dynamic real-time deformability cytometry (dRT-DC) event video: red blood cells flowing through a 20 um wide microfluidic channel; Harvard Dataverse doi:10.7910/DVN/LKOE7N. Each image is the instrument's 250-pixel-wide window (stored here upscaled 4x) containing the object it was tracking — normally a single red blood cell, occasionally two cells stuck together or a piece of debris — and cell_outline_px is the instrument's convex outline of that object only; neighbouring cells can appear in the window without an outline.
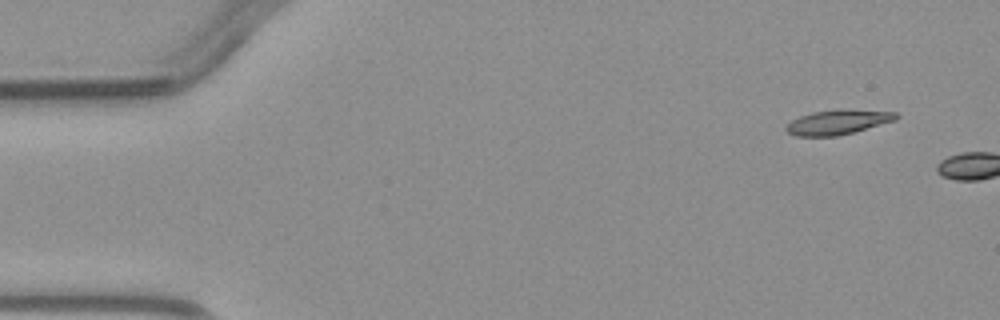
{"species": "common noctule bat (a hibernating species)", "species_latin": "Nyctalus noctula", "temperature_condition": "warm", "stored_images_in_passage": 6, "camera_frame_rate_fps": 3000, "um_per_image_px": 0.085, "animal": {"sex": "male", "body_mass_g": 23.1, "forearm_length_mm": 52.7}, "frame": {"image": 1, "passage_image": 1, "time_ms": 0.0, "image_size_px": [1000, 320], "cell_outline_px": [[900, 116], [896, 120], [852, 132], [836, 136], [796, 136], [788, 132], [784, 128], [792, 120], [800, 116], [812, 112], [840, 108], [844, 108], [896, 112]], "centroid_in_image_um": [71.23, 10.35], "position_along_channel_um": 13.8, "area_um2": 15.9}}
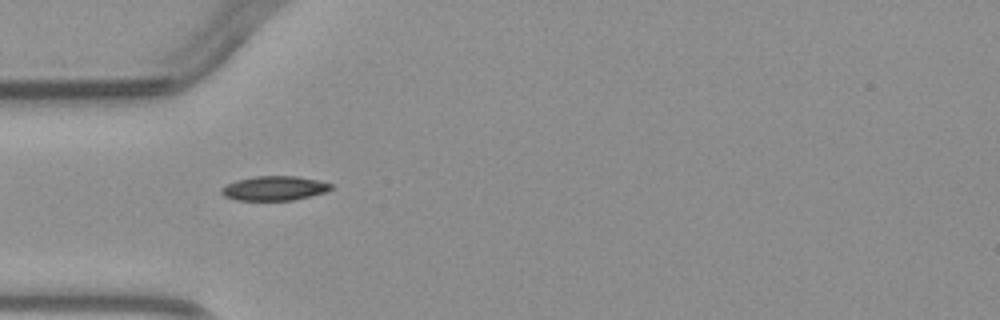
{"frame": {"image": 2, "passage_image": 5, "time_ms": 5.333, "image_size_px": [1000, 320], "cell_outline_px": [[332, 188], [328, 192], [292, 200], [236, 200], [224, 196], [220, 192], [220, 188], [236, 180], [256, 176], [296, 176], [320, 180], [332, 184]], "centroid_in_image_um": [23.33, 16.0], "position_along_channel_um": 61.7, "area_um2": 15.66}}